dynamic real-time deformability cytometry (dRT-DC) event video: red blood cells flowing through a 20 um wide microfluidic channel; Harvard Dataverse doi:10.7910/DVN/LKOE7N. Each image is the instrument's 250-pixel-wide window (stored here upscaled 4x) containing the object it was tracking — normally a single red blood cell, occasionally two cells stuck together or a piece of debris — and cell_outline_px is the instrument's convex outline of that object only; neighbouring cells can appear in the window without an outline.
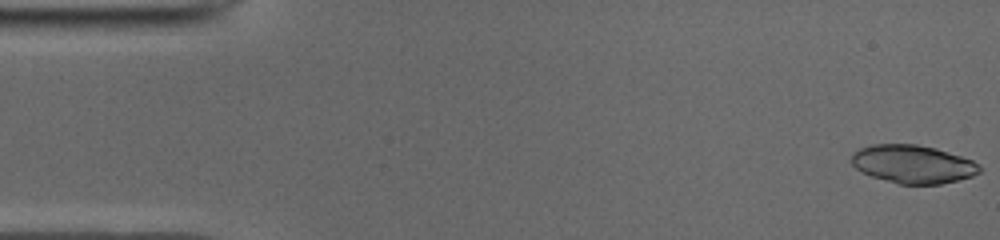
{"species": "common noctule bat (a hibernating species)", "species_latin": "Nyctalus noctula", "temperature_condition": "cold", "stored_images_in_passage": 50, "camera_frame_rate_fps": 3000, "um_per_image_px": 0.085, "animal": {"sex": "male", "body_mass_g": 19.0, "forearm_length_mm": 50.8}, "frame": {"image": 1, "passage_image": 1, "time_ms": 0.0, "image_size_px": [1000, 240], "cell_outline_px": [[980, 172], [972, 176], [940, 184], [900, 184], [872, 176], [856, 168], [852, 164], [852, 152], [860, 148], [872, 144], [916, 144], [936, 148], [972, 160], [980, 164]], "centroid_in_image_um": [77.6, 13.94], "position_along_channel_um": 7.4, "area_um2": 28.32}}